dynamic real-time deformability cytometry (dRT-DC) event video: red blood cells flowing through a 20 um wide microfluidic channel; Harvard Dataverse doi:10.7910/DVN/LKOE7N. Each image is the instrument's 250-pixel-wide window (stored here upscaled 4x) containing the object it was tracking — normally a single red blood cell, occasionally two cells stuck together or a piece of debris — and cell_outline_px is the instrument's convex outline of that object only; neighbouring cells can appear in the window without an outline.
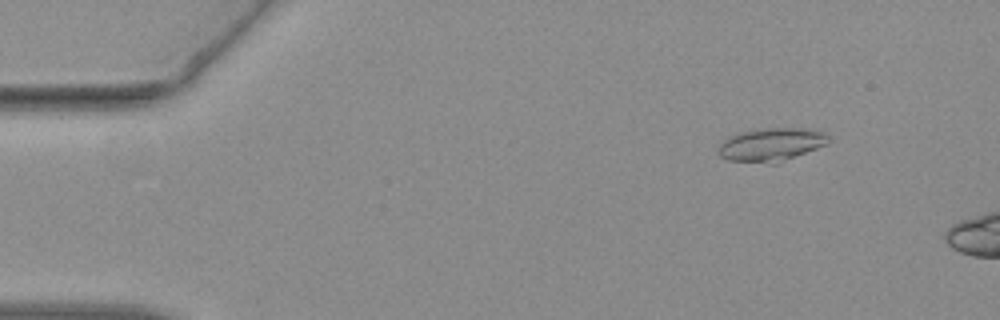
{"species": "common noctule bat (a hibernating species)", "species_latin": "Nyctalus noctula", "temperature_condition": "warm", "stored_images_in_passage": 6, "camera_frame_rate_fps": 3000, "um_per_image_px": 0.085, "animal": {"sex": "female", "body_mass_g": 19.3, "forearm_length_mm": 54.1}, "frame": {"image": 1, "passage_image": 1, "time_ms": 0.0, "image_size_px": [1000, 320], "cell_outline_px": [[828, 144], [780, 164], [768, 164], [728, 160], [720, 156], [720, 144], [724, 140], [740, 132], [764, 128], [804, 128], [820, 132], [828, 136]], "centroid_in_image_um": [65.58, 12.32], "position_along_channel_um": 19.4, "area_um2": 21.44}}